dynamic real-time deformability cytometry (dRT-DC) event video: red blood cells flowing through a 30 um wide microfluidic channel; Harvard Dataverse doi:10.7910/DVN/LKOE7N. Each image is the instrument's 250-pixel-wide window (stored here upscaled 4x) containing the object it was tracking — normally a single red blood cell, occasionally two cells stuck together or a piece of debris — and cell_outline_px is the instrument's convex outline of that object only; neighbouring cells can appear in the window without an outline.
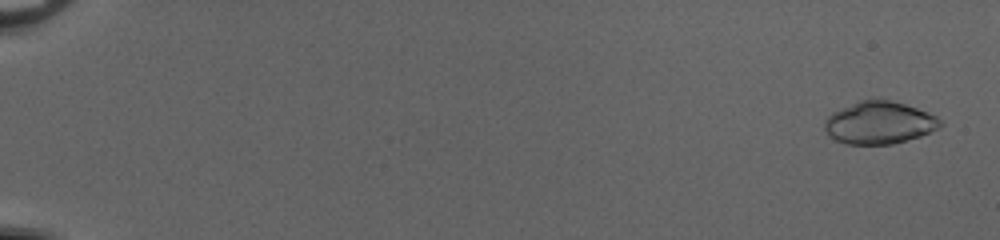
{"species": "common noctule bat (a hibernating species)", "species_latin": "Nyctalus noctula", "temperature_condition": "cold", "stored_images_in_passage": 52, "camera_frame_rate_fps": 3000, "um_per_image_px": 0.085, "animal": {"sex": "female", "body_mass_g": 20.0, "forearm_length_mm": 54.0}, "frame": {"image": 1, "passage_image": 2, "time_ms": 0.333, "image_size_px": [1000, 240], "cell_outline_px": [[944, 124], [940, 128], [920, 136], [892, 144], [844, 144], [828, 136], [824, 128], [824, 120], [832, 112], [840, 108], [860, 100], [872, 96], [904, 104], [928, 112], [936, 116]], "centroid_in_image_um": [74.71, 10.41], "position_along_channel_um": 10.3, "area_um2": 29.02}}
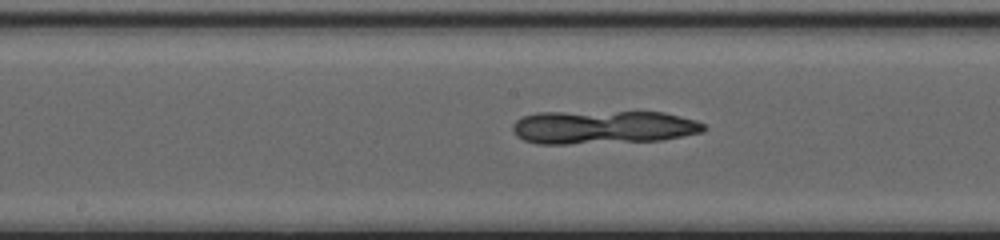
{"frame": {"image": 2, "passage_image": 30, "time_ms": 9.667, "image_size_px": [1000, 240], "cell_outline_px": [[708, 128], [704, 132], [660, 140], [568, 144], [536, 144], [524, 140], [516, 136], [512, 132], [512, 124], [516, 120], [524, 116], [536, 112], [664, 112], [696, 120], [704, 124]], "centroid_in_image_um": [51.24, 10.81], "position_along_channel_um": 197.0, "area_um2": 37.51}}
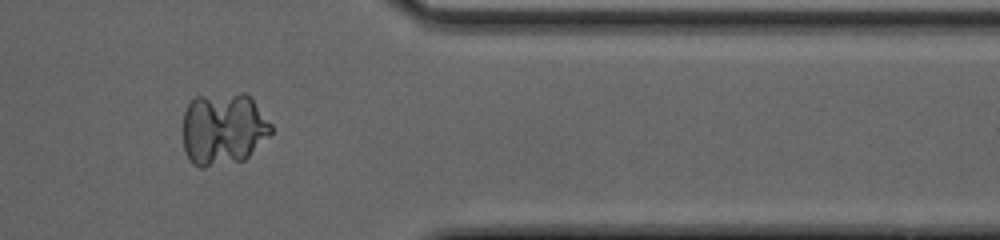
{"frame": {"image": 3, "passage_image": 45, "time_ms": 14.667, "image_size_px": [1000, 240], "cell_outline_px": [[272, 132], [244, 160], [204, 168], [200, 168], [192, 164], [184, 152], [184, 112], [188, 104], [196, 96], [240, 92], [244, 92], [252, 96], [272, 124]], "centroid_in_image_um": [18.99, 10.94], "position_along_channel_um": 392.4, "area_um2": 37.74}}